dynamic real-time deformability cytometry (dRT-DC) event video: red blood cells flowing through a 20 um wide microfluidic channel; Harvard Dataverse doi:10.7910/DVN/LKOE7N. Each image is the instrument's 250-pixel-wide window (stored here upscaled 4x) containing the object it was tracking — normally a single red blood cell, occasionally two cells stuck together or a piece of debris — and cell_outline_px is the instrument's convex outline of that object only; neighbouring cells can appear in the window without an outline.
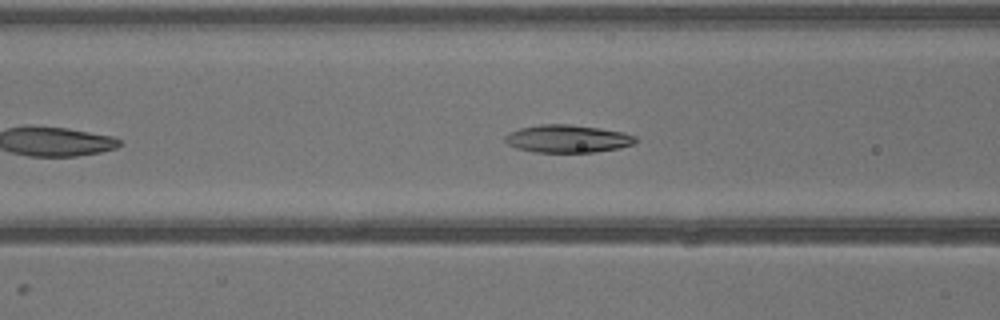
{"species": "common noctule bat (a hibernating species)", "species_latin": "Nyctalus noctula", "temperature_condition": "warm", "stored_images_in_passage": 25, "camera_frame_rate_fps": 3000, "um_per_image_px": 0.085, "animal": {"sex": "male", "body_mass_g": 13.3}, "frame": {"image": 1, "passage_image": 7, "time_ms": 2.0, "image_size_px": [1000, 320], "cell_outline_px": [[636, 140], [632, 144], [620, 148], [596, 152], [536, 152], [516, 148], [508, 144], [504, 140], [504, 136], [508, 132], [520, 128], [540, 124], [568, 124], [600, 128], [620, 132], [636, 136]], "centroid_in_image_um": [48.2, 11.79], "position_along_channel_um": 118.4, "area_um2": 21.04}}
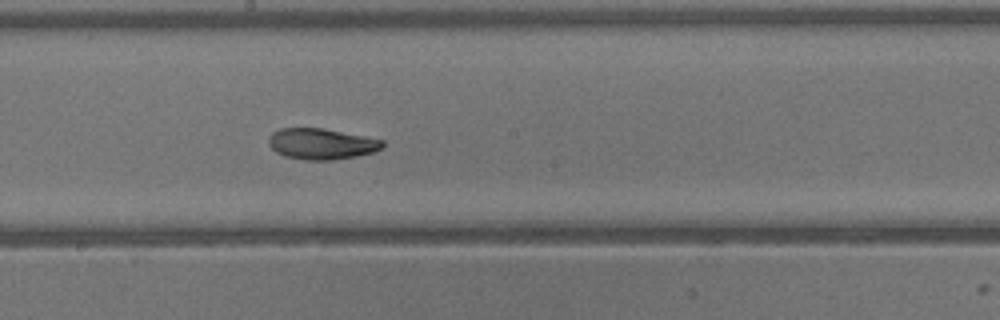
{"frame": {"image": 2, "passage_image": 13, "time_ms": 4.0, "image_size_px": [1000, 320], "cell_outline_px": [[384, 148], [372, 152], [356, 156], [332, 160], [304, 160], [284, 156], [276, 152], [268, 144], [268, 140], [272, 132], [280, 128], [324, 128], [384, 140]], "centroid_in_image_um": [27.32, 12.23], "position_along_channel_um": 220.9, "area_um2": 20.63}}
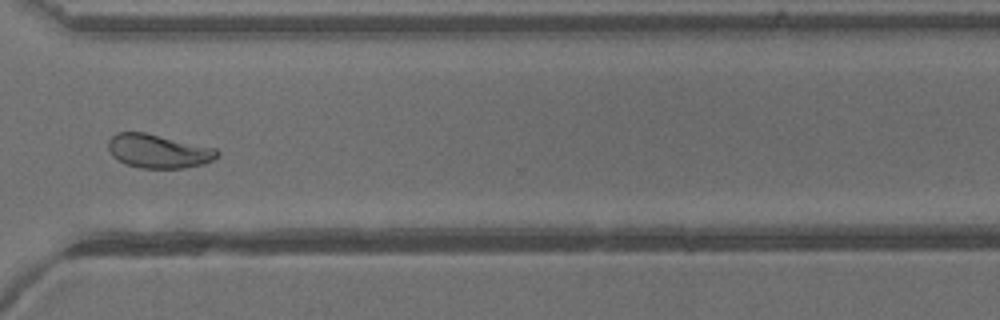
{"frame": {"image": 3, "passage_image": 21, "time_ms": 6.667, "image_size_px": [1000, 320], "cell_outline_px": [[220, 156], [204, 164], [184, 168], [140, 168], [124, 164], [112, 156], [108, 148], [108, 140], [116, 132], [144, 132], [216, 148], [220, 152]], "centroid_in_image_um": [13.46, 12.85], "position_along_channel_um": 357.1, "area_um2": 21.62}}